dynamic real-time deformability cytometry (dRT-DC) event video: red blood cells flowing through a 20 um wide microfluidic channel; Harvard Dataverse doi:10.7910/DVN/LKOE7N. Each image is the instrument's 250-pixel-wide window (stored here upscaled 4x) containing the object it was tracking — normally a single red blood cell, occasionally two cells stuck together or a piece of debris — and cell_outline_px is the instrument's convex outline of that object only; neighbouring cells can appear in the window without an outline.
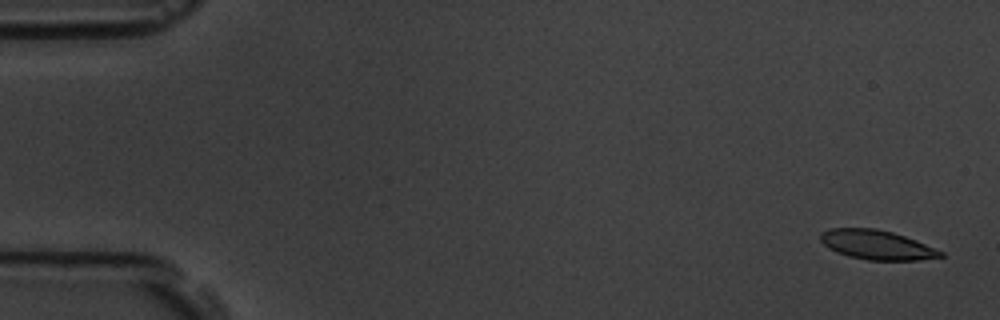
{"species": "common noctule bat (a hibernating species)", "species_latin": "Nyctalus noctula", "temperature_condition": "room temperature", "stored_images_in_passage": 5, "camera_frame_rate_fps": 3000, "um_per_image_px": 0.085, "animal": {"sex": "male", "body_mass_g": 19.5, "forearm_length_mm": 54.6}, "frame": {"image": 1, "passage_image": 1, "time_ms": 0.0, "image_size_px": [1000, 320], "cell_outline_px": [[944, 256], [920, 260], [868, 260], [848, 256], [836, 252], [828, 248], [820, 240], [820, 232], [828, 228], [876, 228], [892, 232], [916, 240], [944, 252]], "centroid_in_image_um": [74.5, 20.81], "position_along_channel_um": 10.5, "area_um2": 20.63}}
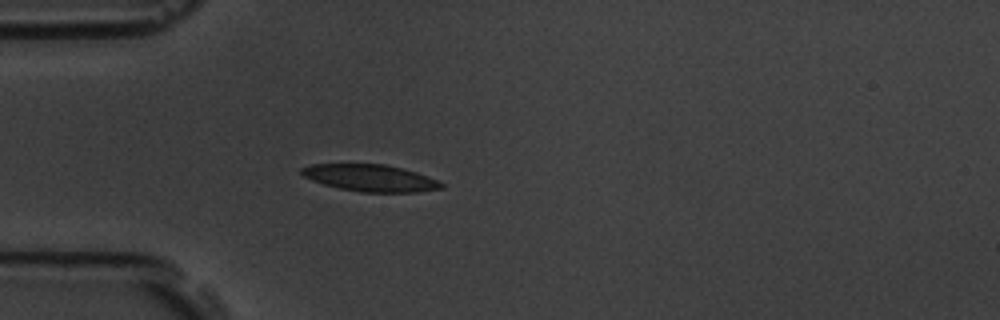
{"frame": {"image": 2, "passage_image": 5, "time_ms": 4.667, "image_size_px": [1000, 320], "cell_outline_px": [[444, 188], [420, 192], [360, 192], [340, 188], [324, 184], [312, 180], [304, 176], [300, 172], [300, 168], [312, 164], [384, 164], [416, 172], [436, 180], [444, 184]], "centroid_in_image_um": [31.48, 15.13], "position_along_channel_um": 53.5, "area_um2": 21.73}}